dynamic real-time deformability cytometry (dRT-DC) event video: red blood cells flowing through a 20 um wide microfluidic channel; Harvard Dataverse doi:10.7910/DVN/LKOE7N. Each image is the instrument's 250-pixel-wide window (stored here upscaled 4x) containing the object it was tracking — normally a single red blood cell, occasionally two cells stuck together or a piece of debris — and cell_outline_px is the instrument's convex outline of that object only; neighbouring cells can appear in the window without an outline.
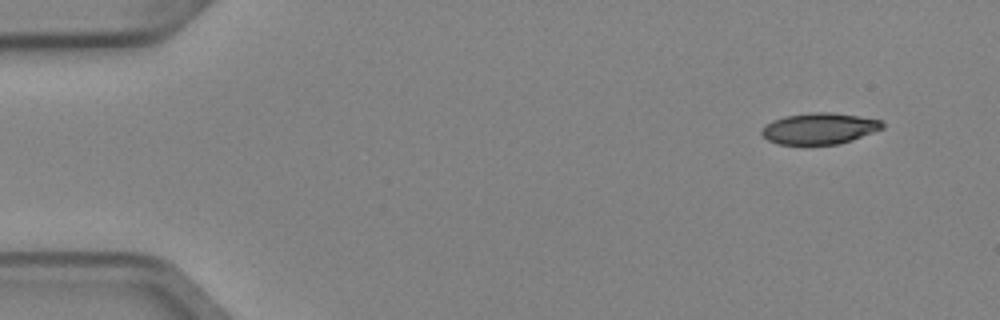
{"species": "Egyptian fruit bat (a non-hibernating species)", "species_latin": "Rousettus aegyptiacus", "temperature_condition": "cold", "stored_images_in_passage": 5, "camera_frame_rate_fps": 3000, "um_per_image_px": 0.085, "animal": {"sex": "female"}, "frame": {"image": 1, "passage_image": 5, "time_ms": 1.333, "image_size_px": [1000, 320], "cell_outline_px": [[884, 128], [852, 140], [840, 144], [776, 144], [768, 140], [760, 132], [760, 128], [764, 124], [772, 120], [784, 116], [812, 112], [828, 112], [884, 120]], "centroid_in_image_um": [69.62, 10.92], "position_along_channel_um": 15.4, "area_um2": 22.08}}